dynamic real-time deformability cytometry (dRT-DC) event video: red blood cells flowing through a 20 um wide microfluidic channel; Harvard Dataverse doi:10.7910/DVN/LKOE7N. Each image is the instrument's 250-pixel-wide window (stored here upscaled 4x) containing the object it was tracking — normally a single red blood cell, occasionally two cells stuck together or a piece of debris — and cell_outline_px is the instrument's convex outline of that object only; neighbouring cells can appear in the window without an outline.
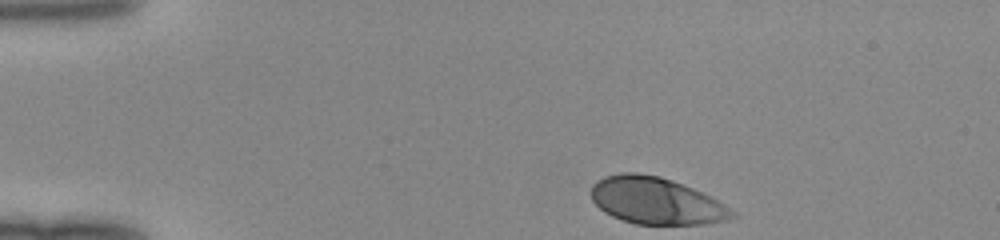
{"species": "human", "species_latin": "Homo sapiens", "temperature_condition": "room temperature", "stored_images_in_passage": 33, "camera_frame_rate_fps": 3000, "um_per_image_px": 0.085, "donor": {"sex": "female"}, "frame": {"image": 1, "passage_image": 1, "time_ms": 0.0, "image_size_px": [1000, 240], "cell_outline_px": [[736, 216], [724, 220], [704, 224], [636, 224], [612, 216], [604, 212], [592, 200], [592, 184], [596, 180], [604, 176], [620, 172], [636, 172], [660, 176], [672, 180], [712, 196], [736, 212]], "centroid_in_image_um": [55.76, 17.05], "position_along_channel_um": 29.2, "area_um2": 38.55}}
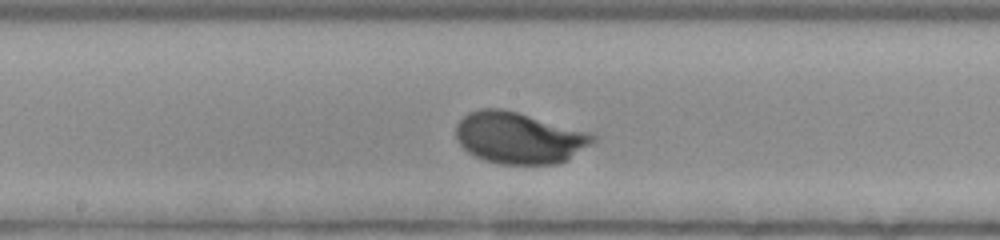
{"frame": {"image": 2, "passage_image": 19, "time_ms": 6.0, "image_size_px": [1000, 240], "cell_outline_px": [[596, 140], [568, 160], [556, 164], [500, 164], [484, 160], [468, 152], [456, 140], [456, 124], [468, 112], [480, 108], [504, 108], [596, 136]], "centroid_in_image_um": [44.04, 11.73], "position_along_channel_um": 204.2, "area_um2": 40.58}}
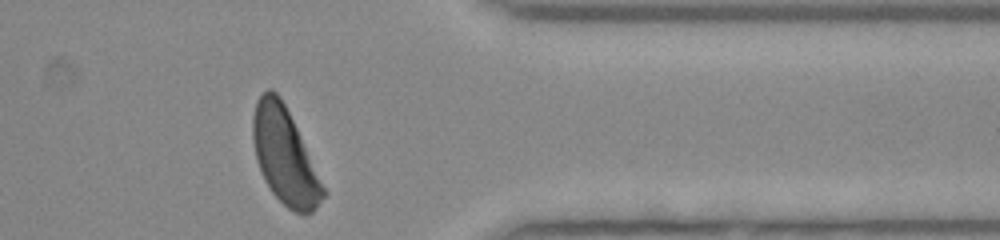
{"frame": {"image": 3, "passage_image": 33, "time_ms": 10.667, "image_size_px": [1000, 240], "cell_outline_px": [[328, 192], [316, 208], [312, 212], [296, 212], [288, 208], [272, 192], [264, 180], [256, 160], [252, 136], [252, 116], [256, 100], [268, 88], [272, 88], [280, 96]], "centroid_in_image_um": [24.19, 13.25], "position_along_channel_um": 387.2, "area_um2": 38.96}}